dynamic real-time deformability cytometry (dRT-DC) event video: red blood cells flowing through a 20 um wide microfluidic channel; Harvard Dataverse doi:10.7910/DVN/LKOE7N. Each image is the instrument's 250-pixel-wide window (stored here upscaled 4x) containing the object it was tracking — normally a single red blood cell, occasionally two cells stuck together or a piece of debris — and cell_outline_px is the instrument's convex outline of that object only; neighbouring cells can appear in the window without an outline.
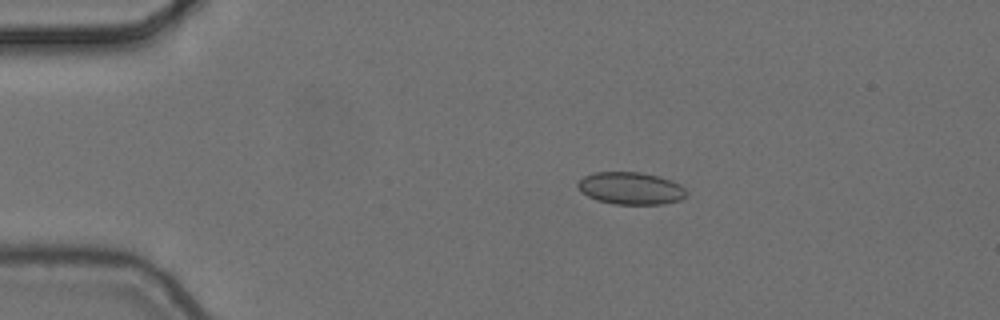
{"species": "common noctule bat (a hibernating species)", "species_latin": "Nyctalus noctula", "temperature_condition": "cold", "stored_images_in_passage": 3, "camera_frame_rate_fps": 3000, "um_per_image_px": 0.085, "animal": {"sex": "female", "body_mass_g": 24.6, "forearm_length_mm": 56.2}, "frame": {"image": 1, "passage_image": 1, "time_ms": 0.0, "image_size_px": [1000, 320], "cell_outline_px": [[688, 192], [680, 200], [664, 204], [612, 204], [596, 200], [588, 196], [576, 184], [584, 176], [592, 172], [640, 172], [672, 180], [680, 184]], "centroid_in_image_um": [53.62, 16.0], "position_along_channel_um": 31.4, "area_um2": 20.4}}
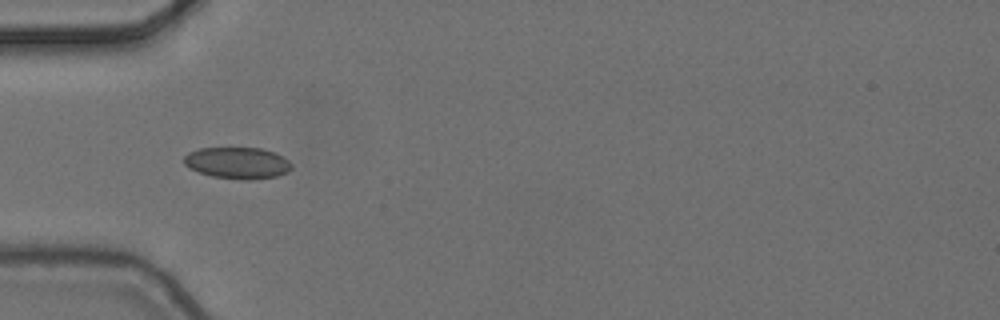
{"frame": {"image": 2, "passage_image": 3, "time_ms": 0.667, "image_size_px": [1000, 320], "cell_outline_px": [[292, 168], [288, 172], [276, 176], [252, 180], [244, 180], [212, 176], [188, 168], [184, 164], [184, 156], [188, 152], [200, 148], [260, 148], [276, 152], [288, 160], [292, 164]], "centroid_in_image_um": [20.2, 13.85], "position_along_channel_um": 64.8, "area_um2": 19.88}}